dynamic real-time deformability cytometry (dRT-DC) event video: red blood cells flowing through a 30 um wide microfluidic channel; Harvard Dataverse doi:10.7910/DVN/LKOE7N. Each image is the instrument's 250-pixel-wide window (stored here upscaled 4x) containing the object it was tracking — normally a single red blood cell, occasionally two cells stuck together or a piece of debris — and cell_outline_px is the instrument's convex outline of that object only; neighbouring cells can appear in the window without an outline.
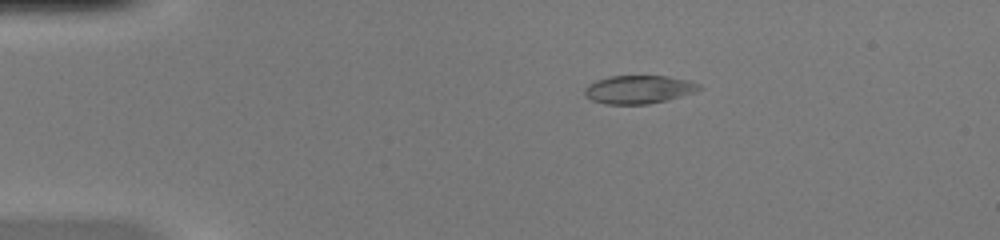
{"species": "common noctule bat (a hibernating species)", "species_latin": "Nyctalus noctula", "temperature_condition": "warm", "stored_images_in_passage": 42, "camera_frame_rate_fps": 3000, "um_per_image_px": 0.085, "animal": {"sex": "female", "body_mass_g": 20.0, "forearm_length_mm": 54.0}, "frame": {"image": 1, "passage_image": 2, "time_ms": 0.333, "image_size_px": [1000, 240], "cell_outline_px": [[704, 88], [696, 92], [668, 100], [648, 104], [604, 104], [592, 100], [584, 96], [584, 88], [588, 84], [596, 80], [608, 76], [668, 76], [688, 80], [700, 84]], "centroid_in_image_um": [54.3, 7.6], "position_along_channel_um": 30.7, "area_um2": 19.13}}
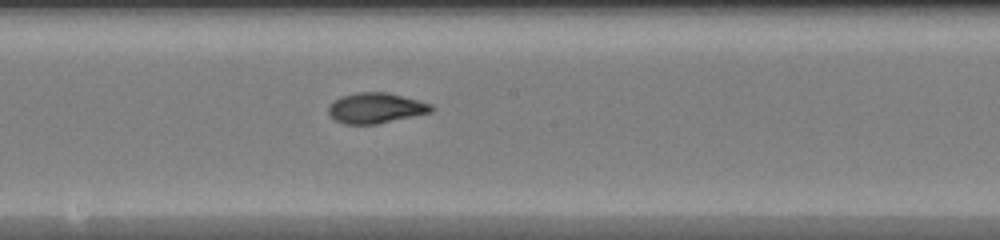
{"frame": {"image": 2, "passage_image": 20, "time_ms": 6.333, "image_size_px": [1000, 240], "cell_outline_px": [[436, 108], [432, 112], [376, 124], [344, 124], [336, 120], [328, 112], [328, 108], [340, 96], [356, 92], [384, 92], [432, 104]], "centroid_in_image_um": [31.95, 9.19], "position_along_channel_um": 216.2, "area_um2": 17.98}}
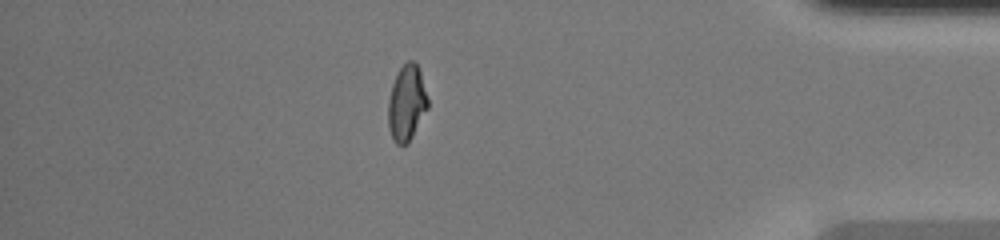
{"frame": {"image": 3, "passage_image": 36, "time_ms": 11.667, "image_size_px": [1000, 240], "cell_outline_px": [[428, 108], [408, 144], [396, 144], [388, 128], [388, 100], [392, 84], [400, 68], [408, 60], [416, 60], [420, 72], [428, 100]], "centroid_in_image_um": [34.56, 8.75], "position_along_channel_um": 400.6, "area_um2": 17.46}, "authors_computed_cell_mechanics": {"area_um2": 17.9469, "velocity_mm_per_s": 4.1214, "shape_relaxation_time_tau1_ms": 10.7056, "shape_relaxation_time_tau2_ms": 1.2161, "deformation_change_tau1": 0.3305, "deformation_change_tau2": 0.0621}}